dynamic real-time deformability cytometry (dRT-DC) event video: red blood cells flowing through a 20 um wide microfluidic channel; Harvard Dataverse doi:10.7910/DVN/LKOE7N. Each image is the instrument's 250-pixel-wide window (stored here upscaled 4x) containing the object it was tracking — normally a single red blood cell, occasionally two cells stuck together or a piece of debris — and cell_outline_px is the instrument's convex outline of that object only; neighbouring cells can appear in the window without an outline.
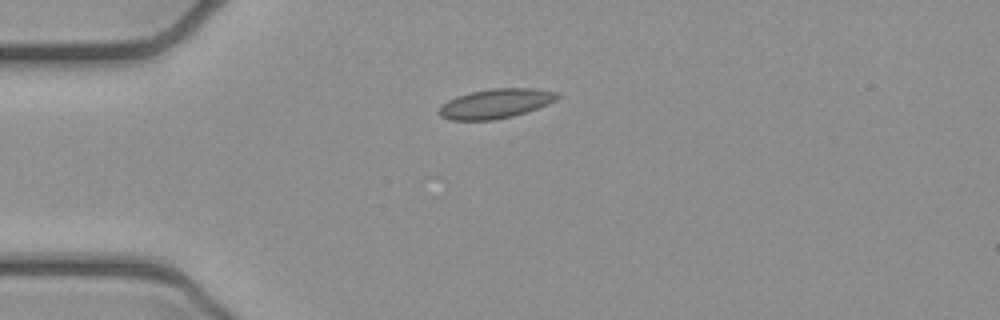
{"species": "common noctule bat (a hibernating species)", "species_latin": "Nyctalus noctula", "temperature_condition": "cold", "stored_images_in_passage": 6, "camera_frame_rate_fps": 3000, "um_per_image_px": 0.085, "animal": {"sex": "female", "body_mass_g": 21.9}, "frame": {"image": 1, "passage_image": 3, "time_ms": 0.667, "image_size_px": [1000, 320], "cell_outline_px": [[560, 96], [556, 100], [548, 104], [512, 116], [492, 120], [448, 120], [440, 116], [436, 112], [448, 100], [456, 96], [472, 92], [492, 88], [536, 88], [560, 92]], "centroid_in_image_um": [42.14, 8.8], "position_along_channel_um": 42.9, "area_um2": 20.35}}
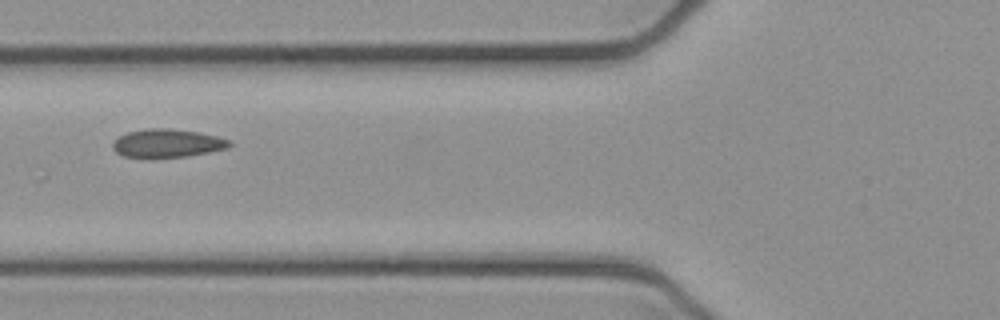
{"frame": {"image": 2, "passage_image": 5, "time_ms": 1.333, "image_size_px": [1000, 320], "cell_outline_px": [[232, 144], [228, 148], [188, 156], [124, 156], [116, 152], [112, 148], [112, 144], [120, 136], [128, 132], [144, 128], [168, 128], [200, 132], [232, 140]], "centroid_in_image_um": [14.26, 12.15], "position_along_channel_um": 111.5, "area_um2": 18.96}}
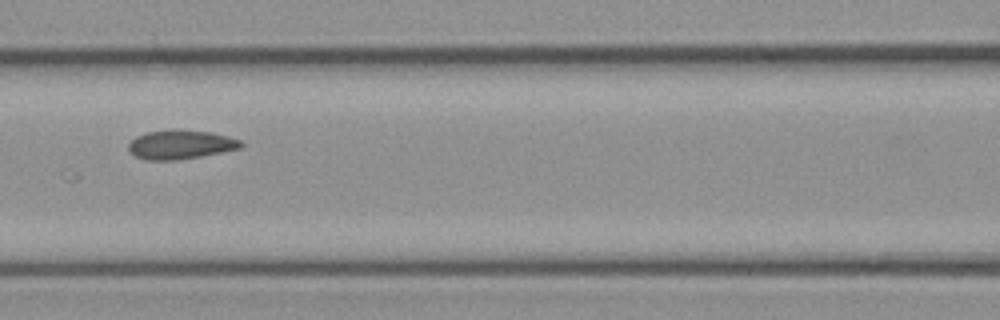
{"frame": {"image": 3, "passage_image": 6, "time_ms": 1.667, "image_size_px": [1000, 320], "cell_outline_px": [[244, 144], [240, 148], [200, 156], [176, 160], [144, 160], [128, 152], [128, 144], [136, 136], [148, 132], [172, 128], [180, 128], [212, 132], [244, 140]], "centroid_in_image_um": [15.35, 12.26], "position_along_channel_um": 151.2, "area_um2": 19.42}}